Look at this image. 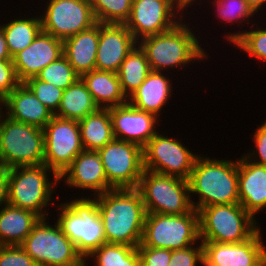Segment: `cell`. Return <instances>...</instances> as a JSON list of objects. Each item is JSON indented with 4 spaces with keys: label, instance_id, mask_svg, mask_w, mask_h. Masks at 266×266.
Listing matches in <instances>:
<instances>
[{
    "label": "cell",
    "instance_id": "1",
    "mask_svg": "<svg viewBox=\"0 0 266 266\" xmlns=\"http://www.w3.org/2000/svg\"><path fill=\"white\" fill-rule=\"evenodd\" d=\"M88 200L99 214L106 243L138 247L142 241L147 215L140 192L137 189H112Z\"/></svg>",
    "mask_w": 266,
    "mask_h": 266
},
{
    "label": "cell",
    "instance_id": "2",
    "mask_svg": "<svg viewBox=\"0 0 266 266\" xmlns=\"http://www.w3.org/2000/svg\"><path fill=\"white\" fill-rule=\"evenodd\" d=\"M188 182L190 194L199 197L197 202L191 200L196 211L210 205L239 203L238 160L198 155Z\"/></svg>",
    "mask_w": 266,
    "mask_h": 266
},
{
    "label": "cell",
    "instance_id": "3",
    "mask_svg": "<svg viewBox=\"0 0 266 266\" xmlns=\"http://www.w3.org/2000/svg\"><path fill=\"white\" fill-rule=\"evenodd\" d=\"M187 26L189 24L182 20L173 29L142 38L138 42L147 56L151 71L163 72L169 67H185L189 62L201 61L208 56Z\"/></svg>",
    "mask_w": 266,
    "mask_h": 266
},
{
    "label": "cell",
    "instance_id": "4",
    "mask_svg": "<svg viewBox=\"0 0 266 266\" xmlns=\"http://www.w3.org/2000/svg\"><path fill=\"white\" fill-rule=\"evenodd\" d=\"M198 213L200 241L241 243L259 230L255 217L240 203L210 205Z\"/></svg>",
    "mask_w": 266,
    "mask_h": 266
},
{
    "label": "cell",
    "instance_id": "5",
    "mask_svg": "<svg viewBox=\"0 0 266 266\" xmlns=\"http://www.w3.org/2000/svg\"><path fill=\"white\" fill-rule=\"evenodd\" d=\"M53 173L54 182L48 177ZM49 173V174H47ZM59 177L46 165L18 166L9 169L8 204L32 211L40 218H47V208L52 200ZM45 208V209H44Z\"/></svg>",
    "mask_w": 266,
    "mask_h": 266
},
{
    "label": "cell",
    "instance_id": "6",
    "mask_svg": "<svg viewBox=\"0 0 266 266\" xmlns=\"http://www.w3.org/2000/svg\"><path fill=\"white\" fill-rule=\"evenodd\" d=\"M0 107V162L5 168L38 166L44 161L43 129L5 117Z\"/></svg>",
    "mask_w": 266,
    "mask_h": 266
},
{
    "label": "cell",
    "instance_id": "7",
    "mask_svg": "<svg viewBox=\"0 0 266 266\" xmlns=\"http://www.w3.org/2000/svg\"><path fill=\"white\" fill-rule=\"evenodd\" d=\"M136 189L147 213L178 215L194 209L185 179L144 170Z\"/></svg>",
    "mask_w": 266,
    "mask_h": 266
},
{
    "label": "cell",
    "instance_id": "8",
    "mask_svg": "<svg viewBox=\"0 0 266 266\" xmlns=\"http://www.w3.org/2000/svg\"><path fill=\"white\" fill-rule=\"evenodd\" d=\"M199 237V213L164 215L147 213L141 243L146 247L178 250L194 245Z\"/></svg>",
    "mask_w": 266,
    "mask_h": 266
},
{
    "label": "cell",
    "instance_id": "9",
    "mask_svg": "<svg viewBox=\"0 0 266 266\" xmlns=\"http://www.w3.org/2000/svg\"><path fill=\"white\" fill-rule=\"evenodd\" d=\"M59 207L57 223L82 257L106 243L102 220L88 200H71Z\"/></svg>",
    "mask_w": 266,
    "mask_h": 266
},
{
    "label": "cell",
    "instance_id": "10",
    "mask_svg": "<svg viewBox=\"0 0 266 266\" xmlns=\"http://www.w3.org/2000/svg\"><path fill=\"white\" fill-rule=\"evenodd\" d=\"M40 218L32 232L20 245L38 266H66L75 263L82 256L74 243L63 233L60 225L46 223Z\"/></svg>",
    "mask_w": 266,
    "mask_h": 266
},
{
    "label": "cell",
    "instance_id": "11",
    "mask_svg": "<svg viewBox=\"0 0 266 266\" xmlns=\"http://www.w3.org/2000/svg\"><path fill=\"white\" fill-rule=\"evenodd\" d=\"M97 152L113 189L137 188L144 171L142 147L114 138Z\"/></svg>",
    "mask_w": 266,
    "mask_h": 266
},
{
    "label": "cell",
    "instance_id": "12",
    "mask_svg": "<svg viewBox=\"0 0 266 266\" xmlns=\"http://www.w3.org/2000/svg\"><path fill=\"white\" fill-rule=\"evenodd\" d=\"M44 161L58 177L71 165L84 147L77 120L57 116L44 126Z\"/></svg>",
    "mask_w": 266,
    "mask_h": 266
},
{
    "label": "cell",
    "instance_id": "13",
    "mask_svg": "<svg viewBox=\"0 0 266 266\" xmlns=\"http://www.w3.org/2000/svg\"><path fill=\"white\" fill-rule=\"evenodd\" d=\"M184 9L187 6L181 0H133L130 16L124 25L139 42L142 38L173 29L182 21V17L176 20L178 11L180 16Z\"/></svg>",
    "mask_w": 266,
    "mask_h": 266
},
{
    "label": "cell",
    "instance_id": "14",
    "mask_svg": "<svg viewBox=\"0 0 266 266\" xmlns=\"http://www.w3.org/2000/svg\"><path fill=\"white\" fill-rule=\"evenodd\" d=\"M197 156L177 138L157 132L143 147L144 170L188 181Z\"/></svg>",
    "mask_w": 266,
    "mask_h": 266
},
{
    "label": "cell",
    "instance_id": "15",
    "mask_svg": "<svg viewBox=\"0 0 266 266\" xmlns=\"http://www.w3.org/2000/svg\"><path fill=\"white\" fill-rule=\"evenodd\" d=\"M41 15L42 31L62 41L97 23L90 0H48Z\"/></svg>",
    "mask_w": 266,
    "mask_h": 266
},
{
    "label": "cell",
    "instance_id": "16",
    "mask_svg": "<svg viewBox=\"0 0 266 266\" xmlns=\"http://www.w3.org/2000/svg\"><path fill=\"white\" fill-rule=\"evenodd\" d=\"M260 229L241 243L202 241L203 266H260L266 260Z\"/></svg>",
    "mask_w": 266,
    "mask_h": 266
},
{
    "label": "cell",
    "instance_id": "17",
    "mask_svg": "<svg viewBox=\"0 0 266 266\" xmlns=\"http://www.w3.org/2000/svg\"><path fill=\"white\" fill-rule=\"evenodd\" d=\"M113 135L115 139L131 142L144 147L157 133V116L126 104L110 107Z\"/></svg>",
    "mask_w": 266,
    "mask_h": 266
},
{
    "label": "cell",
    "instance_id": "18",
    "mask_svg": "<svg viewBox=\"0 0 266 266\" xmlns=\"http://www.w3.org/2000/svg\"><path fill=\"white\" fill-rule=\"evenodd\" d=\"M63 55V41L40 31L33 42L13 57L18 80L24 83Z\"/></svg>",
    "mask_w": 266,
    "mask_h": 266
},
{
    "label": "cell",
    "instance_id": "19",
    "mask_svg": "<svg viewBox=\"0 0 266 266\" xmlns=\"http://www.w3.org/2000/svg\"><path fill=\"white\" fill-rule=\"evenodd\" d=\"M138 42L124 24L99 23V43L95 70L117 73Z\"/></svg>",
    "mask_w": 266,
    "mask_h": 266
},
{
    "label": "cell",
    "instance_id": "20",
    "mask_svg": "<svg viewBox=\"0 0 266 266\" xmlns=\"http://www.w3.org/2000/svg\"><path fill=\"white\" fill-rule=\"evenodd\" d=\"M67 186L90 190L93 197L113 188L108 184L100 155L97 151L83 150L59 177Z\"/></svg>",
    "mask_w": 266,
    "mask_h": 266
},
{
    "label": "cell",
    "instance_id": "21",
    "mask_svg": "<svg viewBox=\"0 0 266 266\" xmlns=\"http://www.w3.org/2000/svg\"><path fill=\"white\" fill-rule=\"evenodd\" d=\"M239 203L253 217L266 207V166L238 159Z\"/></svg>",
    "mask_w": 266,
    "mask_h": 266
},
{
    "label": "cell",
    "instance_id": "22",
    "mask_svg": "<svg viewBox=\"0 0 266 266\" xmlns=\"http://www.w3.org/2000/svg\"><path fill=\"white\" fill-rule=\"evenodd\" d=\"M6 108L5 116L10 119L33 125L41 129L53 118L54 114L41 103L34 93L20 83L1 103Z\"/></svg>",
    "mask_w": 266,
    "mask_h": 266
},
{
    "label": "cell",
    "instance_id": "23",
    "mask_svg": "<svg viewBox=\"0 0 266 266\" xmlns=\"http://www.w3.org/2000/svg\"><path fill=\"white\" fill-rule=\"evenodd\" d=\"M99 22L63 41V54L79 75L95 70Z\"/></svg>",
    "mask_w": 266,
    "mask_h": 266
},
{
    "label": "cell",
    "instance_id": "24",
    "mask_svg": "<svg viewBox=\"0 0 266 266\" xmlns=\"http://www.w3.org/2000/svg\"><path fill=\"white\" fill-rule=\"evenodd\" d=\"M163 74L164 72L150 71L144 82L128 98V103L137 109L160 116L163 105L167 104L172 93L171 80Z\"/></svg>",
    "mask_w": 266,
    "mask_h": 266
},
{
    "label": "cell",
    "instance_id": "25",
    "mask_svg": "<svg viewBox=\"0 0 266 266\" xmlns=\"http://www.w3.org/2000/svg\"><path fill=\"white\" fill-rule=\"evenodd\" d=\"M99 108L120 106L128 102L117 73L92 70L80 76Z\"/></svg>",
    "mask_w": 266,
    "mask_h": 266
},
{
    "label": "cell",
    "instance_id": "26",
    "mask_svg": "<svg viewBox=\"0 0 266 266\" xmlns=\"http://www.w3.org/2000/svg\"><path fill=\"white\" fill-rule=\"evenodd\" d=\"M2 208V209H1ZM0 208V246L21 245L40 217L9 204Z\"/></svg>",
    "mask_w": 266,
    "mask_h": 266
},
{
    "label": "cell",
    "instance_id": "27",
    "mask_svg": "<svg viewBox=\"0 0 266 266\" xmlns=\"http://www.w3.org/2000/svg\"><path fill=\"white\" fill-rule=\"evenodd\" d=\"M84 150L98 151L114 139L108 108H99L78 121Z\"/></svg>",
    "mask_w": 266,
    "mask_h": 266
},
{
    "label": "cell",
    "instance_id": "28",
    "mask_svg": "<svg viewBox=\"0 0 266 266\" xmlns=\"http://www.w3.org/2000/svg\"><path fill=\"white\" fill-rule=\"evenodd\" d=\"M98 109L91 93L79 78L73 85L63 90L62 100L54 115L79 121Z\"/></svg>",
    "mask_w": 266,
    "mask_h": 266
},
{
    "label": "cell",
    "instance_id": "29",
    "mask_svg": "<svg viewBox=\"0 0 266 266\" xmlns=\"http://www.w3.org/2000/svg\"><path fill=\"white\" fill-rule=\"evenodd\" d=\"M151 68L144 50L137 44L122 62L117 75L127 98L144 82Z\"/></svg>",
    "mask_w": 266,
    "mask_h": 266
},
{
    "label": "cell",
    "instance_id": "30",
    "mask_svg": "<svg viewBox=\"0 0 266 266\" xmlns=\"http://www.w3.org/2000/svg\"><path fill=\"white\" fill-rule=\"evenodd\" d=\"M1 27L12 58L27 48L42 30L40 16L10 20L8 24H3Z\"/></svg>",
    "mask_w": 266,
    "mask_h": 266
},
{
    "label": "cell",
    "instance_id": "31",
    "mask_svg": "<svg viewBox=\"0 0 266 266\" xmlns=\"http://www.w3.org/2000/svg\"><path fill=\"white\" fill-rule=\"evenodd\" d=\"M94 257L96 266H140V256L137 247L104 243L93 250L88 256Z\"/></svg>",
    "mask_w": 266,
    "mask_h": 266
},
{
    "label": "cell",
    "instance_id": "32",
    "mask_svg": "<svg viewBox=\"0 0 266 266\" xmlns=\"http://www.w3.org/2000/svg\"><path fill=\"white\" fill-rule=\"evenodd\" d=\"M97 22L102 24H125L133 0H90Z\"/></svg>",
    "mask_w": 266,
    "mask_h": 266
},
{
    "label": "cell",
    "instance_id": "33",
    "mask_svg": "<svg viewBox=\"0 0 266 266\" xmlns=\"http://www.w3.org/2000/svg\"><path fill=\"white\" fill-rule=\"evenodd\" d=\"M36 77L63 90L73 85L80 78L64 54L44 67Z\"/></svg>",
    "mask_w": 266,
    "mask_h": 266
},
{
    "label": "cell",
    "instance_id": "34",
    "mask_svg": "<svg viewBox=\"0 0 266 266\" xmlns=\"http://www.w3.org/2000/svg\"><path fill=\"white\" fill-rule=\"evenodd\" d=\"M230 34L226 36L227 41L232 42L251 57L266 63V29L257 28V30L230 32Z\"/></svg>",
    "mask_w": 266,
    "mask_h": 266
},
{
    "label": "cell",
    "instance_id": "35",
    "mask_svg": "<svg viewBox=\"0 0 266 266\" xmlns=\"http://www.w3.org/2000/svg\"><path fill=\"white\" fill-rule=\"evenodd\" d=\"M213 2V5L217 6L216 14L225 22L233 24L241 21L242 24L248 21L249 23V18L255 14L245 0H213Z\"/></svg>",
    "mask_w": 266,
    "mask_h": 266
},
{
    "label": "cell",
    "instance_id": "36",
    "mask_svg": "<svg viewBox=\"0 0 266 266\" xmlns=\"http://www.w3.org/2000/svg\"><path fill=\"white\" fill-rule=\"evenodd\" d=\"M24 84L53 114L58 110L60 101L62 100L63 89L42 81L36 76L27 79Z\"/></svg>",
    "mask_w": 266,
    "mask_h": 266
},
{
    "label": "cell",
    "instance_id": "37",
    "mask_svg": "<svg viewBox=\"0 0 266 266\" xmlns=\"http://www.w3.org/2000/svg\"><path fill=\"white\" fill-rule=\"evenodd\" d=\"M0 266H38L20 245L0 246Z\"/></svg>",
    "mask_w": 266,
    "mask_h": 266
},
{
    "label": "cell",
    "instance_id": "38",
    "mask_svg": "<svg viewBox=\"0 0 266 266\" xmlns=\"http://www.w3.org/2000/svg\"><path fill=\"white\" fill-rule=\"evenodd\" d=\"M203 265V244L202 241L198 247L191 245L184 249L171 250V259L168 266H197V263Z\"/></svg>",
    "mask_w": 266,
    "mask_h": 266
},
{
    "label": "cell",
    "instance_id": "39",
    "mask_svg": "<svg viewBox=\"0 0 266 266\" xmlns=\"http://www.w3.org/2000/svg\"><path fill=\"white\" fill-rule=\"evenodd\" d=\"M140 256V266H168L171 250L146 247L140 243L137 247Z\"/></svg>",
    "mask_w": 266,
    "mask_h": 266
},
{
    "label": "cell",
    "instance_id": "40",
    "mask_svg": "<svg viewBox=\"0 0 266 266\" xmlns=\"http://www.w3.org/2000/svg\"><path fill=\"white\" fill-rule=\"evenodd\" d=\"M13 60H0V103L20 84Z\"/></svg>",
    "mask_w": 266,
    "mask_h": 266
},
{
    "label": "cell",
    "instance_id": "41",
    "mask_svg": "<svg viewBox=\"0 0 266 266\" xmlns=\"http://www.w3.org/2000/svg\"><path fill=\"white\" fill-rule=\"evenodd\" d=\"M253 141L256 150L253 149L251 153L249 151V153L246 155L244 154V156L254 163L266 166V120L257 128L256 132H254Z\"/></svg>",
    "mask_w": 266,
    "mask_h": 266
},
{
    "label": "cell",
    "instance_id": "42",
    "mask_svg": "<svg viewBox=\"0 0 266 266\" xmlns=\"http://www.w3.org/2000/svg\"><path fill=\"white\" fill-rule=\"evenodd\" d=\"M9 169L0 168V207L8 204Z\"/></svg>",
    "mask_w": 266,
    "mask_h": 266
},
{
    "label": "cell",
    "instance_id": "43",
    "mask_svg": "<svg viewBox=\"0 0 266 266\" xmlns=\"http://www.w3.org/2000/svg\"><path fill=\"white\" fill-rule=\"evenodd\" d=\"M8 47L5 35L3 33L2 27L0 26V60H12Z\"/></svg>",
    "mask_w": 266,
    "mask_h": 266
},
{
    "label": "cell",
    "instance_id": "44",
    "mask_svg": "<svg viewBox=\"0 0 266 266\" xmlns=\"http://www.w3.org/2000/svg\"><path fill=\"white\" fill-rule=\"evenodd\" d=\"M248 6L253 10L254 13H257L263 5L265 6L266 0H245Z\"/></svg>",
    "mask_w": 266,
    "mask_h": 266
},
{
    "label": "cell",
    "instance_id": "45",
    "mask_svg": "<svg viewBox=\"0 0 266 266\" xmlns=\"http://www.w3.org/2000/svg\"><path fill=\"white\" fill-rule=\"evenodd\" d=\"M86 258L87 257H81L75 263L66 266H86L87 265Z\"/></svg>",
    "mask_w": 266,
    "mask_h": 266
},
{
    "label": "cell",
    "instance_id": "46",
    "mask_svg": "<svg viewBox=\"0 0 266 266\" xmlns=\"http://www.w3.org/2000/svg\"><path fill=\"white\" fill-rule=\"evenodd\" d=\"M187 7L193 0H181Z\"/></svg>",
    "mask_w": 266,
    "mask_h": 266
},
{
    "label": "cell",
    "instance_id": "47",
    "mask_svg": "<svg viewBox=\"0 0 266 266\" xmlns=\"http://www.w3.org/2000/svg\"><path fill=\"white\" fill-rule=\"evenodd\" d=\"M260 266H266V260Z\"/></svg>",
    "mask_w": 266,
    "mask_h": 266
}]
</instances>
